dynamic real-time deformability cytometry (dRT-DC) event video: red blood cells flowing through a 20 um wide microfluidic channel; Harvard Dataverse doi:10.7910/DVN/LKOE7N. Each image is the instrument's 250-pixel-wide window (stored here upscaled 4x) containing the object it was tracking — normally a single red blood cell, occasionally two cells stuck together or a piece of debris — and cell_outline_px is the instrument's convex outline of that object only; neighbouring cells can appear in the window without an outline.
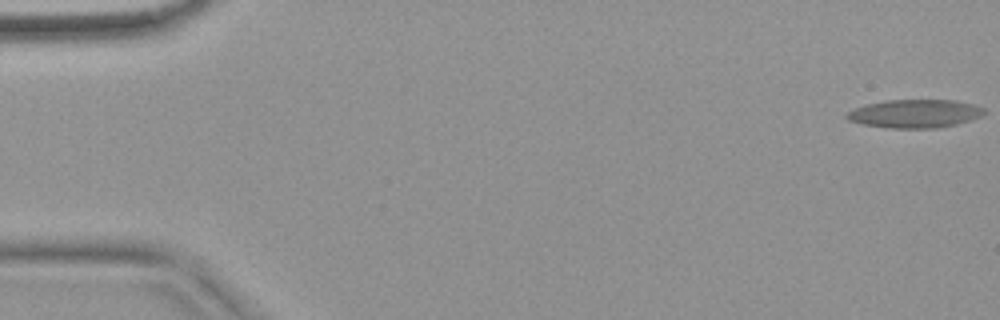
{"species": "common noctule bat (a hibernating species)", "species_latin": "Nyctalus noctula", "temperature_condition": "warm", "stored_images_in_passage": 18, "camera_frame_rate_fps": 3000, "um_per_image_px": 0.085, "animal": {"sex": "female", "body_mass_g": 18.4}, "frame": {"image": 1, "passage_image": 1, "time_ms": 0.0, "image_size_px": [1000, 320], "cell_outline_px": [[984, 112], [968, 120], [956, 124], [940, 128], [888, 128], [860, 124], [848, 120], [844, 116], [848, 112], [856, 108], [868, 104], [888, 100], [956, 100], [972, 104], [984, 108]], "centroid_in_image_um": [77.71, 9.66], "position_along_channel_um": 7.3, "area_um2": 22.43}}